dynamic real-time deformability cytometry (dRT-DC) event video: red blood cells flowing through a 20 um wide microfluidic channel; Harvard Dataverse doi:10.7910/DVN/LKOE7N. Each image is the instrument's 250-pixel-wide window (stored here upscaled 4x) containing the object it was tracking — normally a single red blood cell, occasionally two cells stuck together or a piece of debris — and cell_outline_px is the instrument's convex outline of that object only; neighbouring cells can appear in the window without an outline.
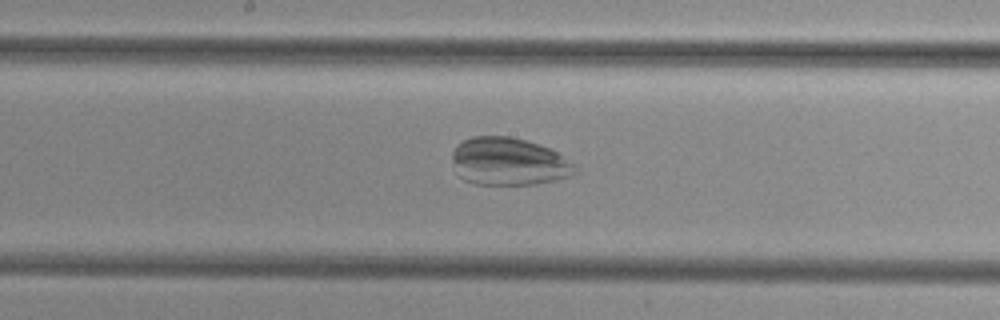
{"species": "common noctule bat (a hibernating species)", "species_latin": "Nyctalus noctula", "temperature_condition": "cold", "stored_images_in_passage": 46, "camera_frame_rate_fps": 3000, "um_per_image_px": 0.085, "animal": {"sex": "female", "body_mass_g": 29.2, "forearm_length_mm": 56.3}, "frame": {"image": 1, "passage_image": 23, "time_ms": 7.333, "image_size_px": [1000, 320], "cell_outline_px": [[580, 172], [576, 176], [536, 184], [476, 184], [464, 180], [460, 176], [452, 160], [452, 152], [456, 144], [472, 136], [508, 136], [528, 140], [552, 148], [576, 164], [580, 168]], "centroid_in_image_um": [43.34, 13.73], "position_along_channel_um": 204.9, "area_um2": 34.85}}
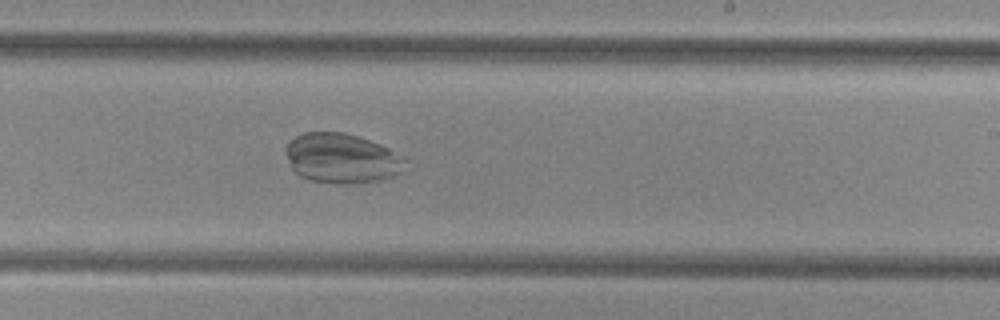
{"frame": {"image": 2, "passage_image": 27, "time_ms": 8.667, "image_size_px": [1000, 320], "cell_outline_px": [[408, 172], [380, 180], [356, 184], [340, 184], [312, 180], [300, 176], [292, 168], [284, 152], [284, 148], [288, 140], [304, 132], [344, 132], [380, 144], [388, 148], [408, 160]], "centroid_in_image_um": [29.09, 13.47], "position_along_channel_um": 259.9, "area_um2": 35.26}}
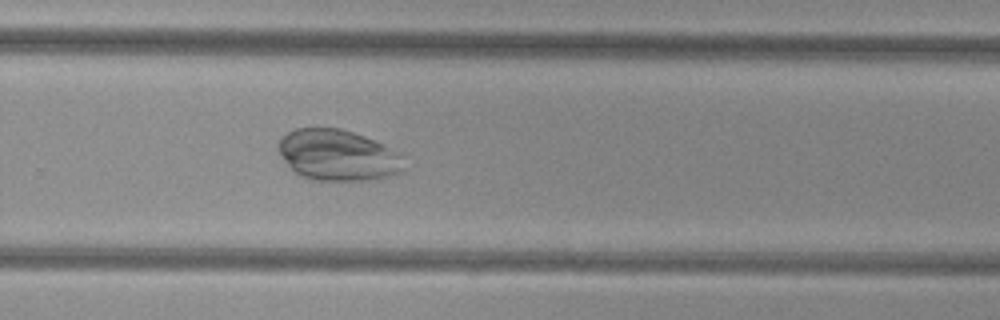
{"frame": {"image": 3, "passage_image": 30, "time_ms": 9.667, "image_size_px": [1000, 320], "cell_outline_px": [[404, 168], [400, 172], [376, 180], [312, 180], [300, 176], [284, 160], [280, 152], [280, 140], [288, 132], [296, 128], [340, 128], [364, 136], [380, 144], [400, 156]], "centroid_in_image_um": [28.68, 13.2], "position_along_channel_um": 301.1, "area_um2": 36.53}}